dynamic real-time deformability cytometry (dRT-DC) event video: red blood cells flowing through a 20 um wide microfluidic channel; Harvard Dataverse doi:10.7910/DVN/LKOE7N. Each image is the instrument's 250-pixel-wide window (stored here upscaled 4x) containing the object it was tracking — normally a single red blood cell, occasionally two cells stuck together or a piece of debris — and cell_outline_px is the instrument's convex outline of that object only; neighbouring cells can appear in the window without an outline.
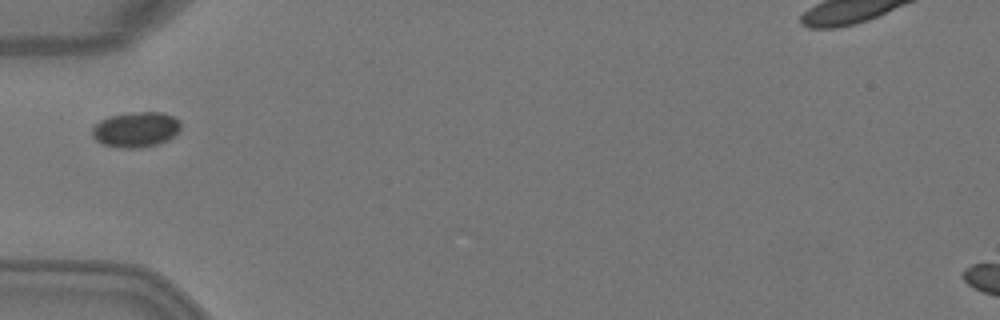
{"species": "Egyptian fruit bat (a non-hibernating species)", "species_latin": "Rousettus aegyptiacus", "temperature_condition": "warm", "stored_images_in_passage": 2, "camera_frame_rate_fps": 3000, "um_per_image_px": 0.085, "animal": {"sex": "female"}, "frame": {"image": 1, "passage_image": 2, "time_ms": 0.333, "image_size_px": [1000, 320], "cell_outline_px": [[180, 132], [168, 140], [156, 144], [140, 148], [120, 148], [100, 144], [92, 136], [92, 128], [100, 120], [112, 116], [140, 112], [160, 112], [172, 116], [180, 120]], "centroid_in_image_um": [11.56, 11.03], "position_along_channel_um": 73.4, "area_um2": 18.21}}